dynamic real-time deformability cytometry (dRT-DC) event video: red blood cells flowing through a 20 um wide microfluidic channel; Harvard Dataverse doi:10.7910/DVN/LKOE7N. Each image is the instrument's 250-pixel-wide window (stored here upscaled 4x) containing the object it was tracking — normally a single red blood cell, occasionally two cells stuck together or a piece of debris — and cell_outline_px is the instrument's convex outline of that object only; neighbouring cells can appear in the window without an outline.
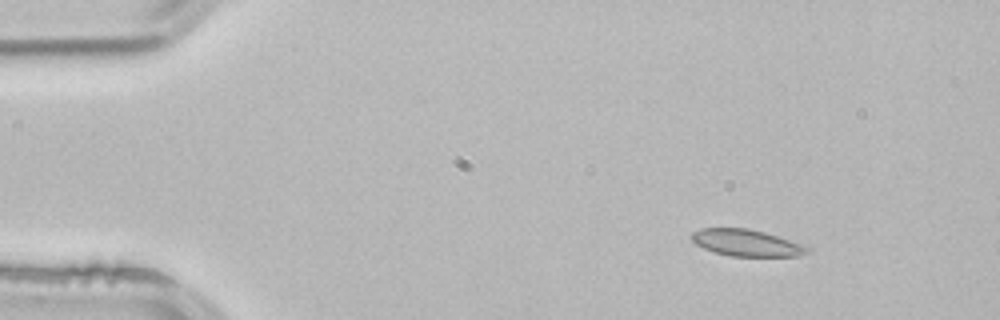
{"species": "common noctule bat (a hibernating species)", "species_latin": "Nyctalus noctula", "temperature_condition": "room temperature", "stored_images_in_passage": 2, "camera_frame_rate_fps": 3000, "um_per_image_px": 0.085, "animal": {"sex": "male", "body_mass_g": 21.5, "forearm_length_mm": 52.0}, "frame": {"image": 1, "passage_image": 1, "time_ms": 0.0, "image_size_px": [1000, 320], "cell_outline_px": [[808, 252], [796, 256], [732, 256], [712, 252], [696, 244], [692, 240], [692, 232], [700, 228], [748, 228], [764, 232], [800, 244], [808, 248]], "centroid_in_image_um": [63.37, 20.64], "position_along_channel_um": 21.6, "area_um2": 17.69}}